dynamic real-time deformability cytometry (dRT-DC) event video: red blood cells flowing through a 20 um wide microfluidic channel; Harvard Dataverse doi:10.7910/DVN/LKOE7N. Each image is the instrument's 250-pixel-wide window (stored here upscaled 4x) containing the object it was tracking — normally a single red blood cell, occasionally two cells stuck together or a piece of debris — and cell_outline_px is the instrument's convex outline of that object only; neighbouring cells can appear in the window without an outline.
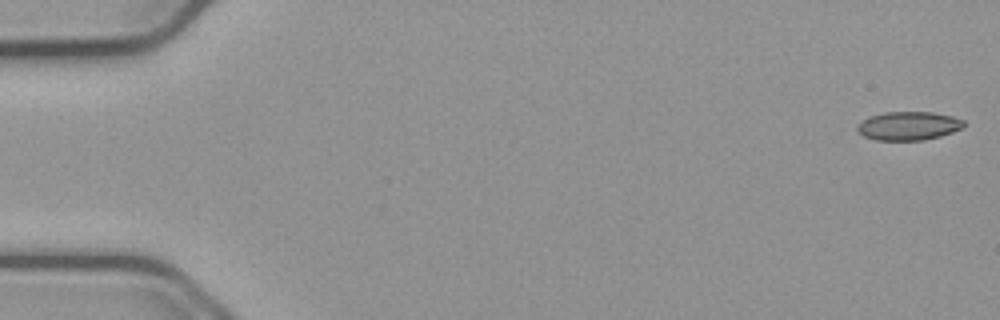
{"species": "common noctule bat (a hibernating species)", "species_latin": "Nyctalus noctula", "temperature_condition": "cold", "stored_images_in_passage": 9, "camera_frame_rate_fps": 3000, "um_per_image_px": 0.085, "animal": {"sex": "male", "body_mass_g": 23.1, "forearm_length_mm": 52.7}, "frame": {"image": 1, "passage_image": 1, "time_ms": 0.0, "image_size_px": [1000, 320], "cell_outline_px": [[964, 128], [940, 136], [924, 140], [876, 140], [864, 136], [856, 132], [856, 124], [860, 120], [884, 112], [932, 112], [952, 116], [964, 120]], "centroid_in_image_um": [77.19, 10.7], "position_along_channel_um": 7.8, "area_um2": 17.92}}